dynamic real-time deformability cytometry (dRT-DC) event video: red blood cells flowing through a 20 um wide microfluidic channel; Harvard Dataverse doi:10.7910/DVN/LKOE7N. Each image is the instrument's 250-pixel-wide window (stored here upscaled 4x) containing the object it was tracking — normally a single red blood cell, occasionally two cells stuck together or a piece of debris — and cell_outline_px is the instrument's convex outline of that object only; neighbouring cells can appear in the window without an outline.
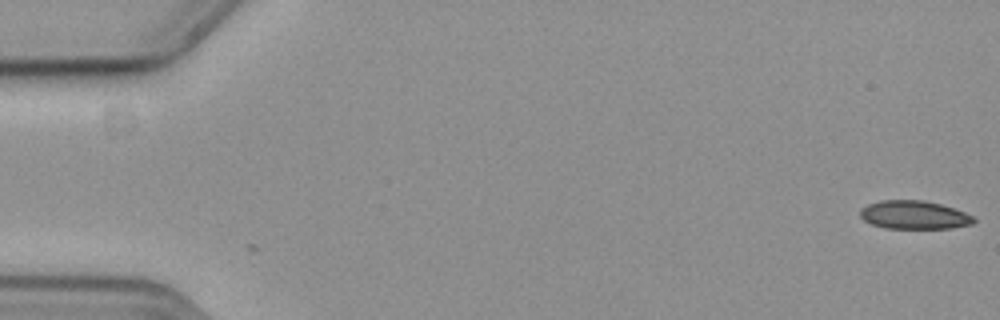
{"species": "common noctule bat (a hibernating species)", "species_latin": "Nyctalus noctula", "temperature_condition": "cold", "stored_images_in_passage": 2, "camera_frame_rate_fps": 3000, "um_per_image_px": 0.085, "animal": {"sex": "female", "body_mass_g": 19.3, "forearm_length_mm": 54.1}, "frame": {"image": 1, "passage_image": 2, "time_ms": 0.333, "image_size_px": [1000, 320], "cell_outline_px": [[976, 220], [972, 224], [952, 228], [884, 228], [872, 224], [864, 220], [860, 216], [860, 208], [868, 204], [880, 200], [924, 200], [940, 204], [964, 212], [972, 216]], "centroid_in_image_um": [77.67, 18.26], "position_along_channel_um": 7.3, "area_um2": 18.73}}